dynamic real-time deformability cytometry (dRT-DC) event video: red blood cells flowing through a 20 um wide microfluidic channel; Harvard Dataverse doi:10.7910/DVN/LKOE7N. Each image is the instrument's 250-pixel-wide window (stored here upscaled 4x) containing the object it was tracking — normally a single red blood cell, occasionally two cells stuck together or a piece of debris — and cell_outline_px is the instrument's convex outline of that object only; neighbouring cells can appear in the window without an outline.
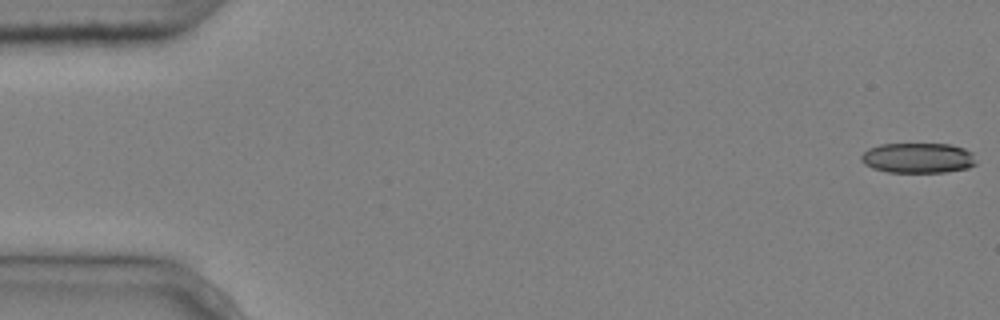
{"species": "common noctule bat (a hibernating species)", "species_latin": "Nyctalus noctula", "temperature_condition": "cold", "stored_images_in_passage": 8, "camera_frame_rate_fps": 3000, "um_per_image_px": 0.085, "animal": {"sex": "male", "body_mass_g": 20.4}, "frame": {"image": 1, "passage_image": 1, "time_ms": 0.0, "image_size_px": [1000, 320], "cell_outline_px": [[976, 164], [968, 168], [948, 172], [888, 172], [872, 168], [864, 164], [860, 160], [860, 156], [868, 148], [880, 144], [948, 144], [964, 148], [972, 152], [976, 160]], "centroid_in_image_um": [78.02, 13.43], "position_along_channel_um": 7.0, "area_um2": 20.4}}